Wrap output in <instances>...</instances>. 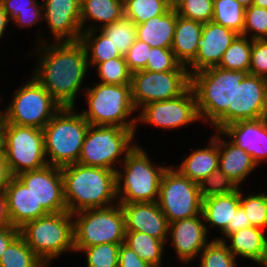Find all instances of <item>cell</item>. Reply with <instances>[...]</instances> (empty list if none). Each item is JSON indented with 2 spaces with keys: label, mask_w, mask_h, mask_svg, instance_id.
Here are the masks:
<instances>
[{
  "label": "cell",
  "mask_w": 267,
  "mask_h": 267,
  "mask_svg": "<svg viewBox=\"0 0 267 267\" xmlns=\"http://www.w3.org/2000/svg\"><path fill=\"white\" fill-rule=\"evenodd\" d=\"M38 33L35 37L39 38L34 41L36 51H31L38 60L31 76L62 107H76L77 95L82 90L84 94L88 86L83 84L90 70L84 45L80 40L51 43L41 31Z\"/></svg>",
  "instance_id": "obj_1"
},
{
  "label": "cell",
  "mask_w": 267,
  "mask_h": 267,
  "mask_svg": "<svg viewBox=\"0 0 267 267\" xmlns=\"http://www.w3.org/2000/svg\"><path fill=\"white\" fill-rule=\"evenodd\" d=\"M249 71L228 70L218 66L206 68L191 75L200 121L221 131L234 123V95L237 85Z\"/></svg>",
  "instance_id": "obj_2"
},
{
  "label": "cell",
  "mask_w": 267,
  "mask_h": 267,
  "mask_svg": "<svg viewBox=\"0 0 267 267\" xmlns=\"http://www.w3.org/2000/svg\"><path fill=\"white\" fill-rule=\"evenodd\" d=\"M61 172L69 213L118 203L116 171L76 163L61 167Z\"/></svg>",
  "instance_id": "obj_3"
},
{
  "label": "cell",
  "mask_w": 267,
  "mask_h": 267,
  "mask_svg": "<svg viewBox=\"0 0 267 267\" xmlns=\"http://www.w3.org/2000/svg\"><path fill=\"white\" fill-rule=\"evenodd\" d=\"M142 147L137 142L116 171L119 204L158 201L160 181L168 165L151 161Z\"/></svg>",
  "instance_id": "obj_4"
},
{
  "label": "cell",
  "mask_w": 267,
  "mask_h": 267,
  "mask_svg": "<svg viewBox=\"0 0 267 267\" xmlns=\"http://www.w3.org/2000/svg\"><path fill=\"white\" fill-rule=\"evenodd\" d=\"M97 82L92 83V87L87 86L83 94L86 97L87 107L83 111L80 109V113L85 120L90 125L138 129L137 116H133L137 109L132 101L131 84Z\"/></svg>",
  "instance_id": "obj_5"
},
{
  "label": "cell",
  "mask_w": 267,
  "mask_h": 267,
  "mask_svg": "<svg viewBox=\"0 0 267 267\" xmlns=\"http://www.w3.org/2000/svg\"><path fill=\"white\" fill-rule=\"evenodd\" d=\"M89 123L76 107H62L42 129L48 165L78 163Z\"/></svg>",
  "instance_id": "obj_6"
},
{
  "label": "cell",
  "mask_w": 267,
  "mask_h": 267,
  "mask_svg": "<svg viewBox=\"0 0 267 267\" xmlns=\"http://www.w3.org/2000/svg\"><path fill=\"white\" fill-rule=\"evenodd\" d=\"M20 234L32 251L48 266L54 259L74 252V221L68 211L48 213L27 222Z\"/></svg>",
  "instance_id": "obj_7"
},
{
  "label": "cell",
  "mask_w": 267,
  "mask_h": 267,
  "mask_svg": "<svg viewBox=\"0 0 267 267\" xmlns=\"http://www.w3.org/2000/svg\"><path fill=\"white\" fill-rule=\"evenodd\" d=\"M135 134L136 129L89 125L78 163L117 171L137 144Z\"/></svg>",
  "instance_id": "obj_8"
},
{
  "label": "cell",
  "mask_w": 267,
  "mask_h": 267,
  "mask_svg": "<svg viewBox=\"0 0 267 267\" xmlns=\"http://www.w3.org/2000/svg\"><path fill=\"white\" fill-rule=\"evenodd\" d=\"M72 215L75 253L97 244L124 243L125 215L119 203L104 208L84 209Z\"/></svg>",
  "instance_id": "obj_9"
},
{
  "label": "cell",
  "mask_w": 267,
  "mask_h": 267,
  "mask_svg": "<svg viewBox=\"0 0 267 267\" xmlns=\"http://www.w3.org/2000/svg\"><path fill=\"white\" fill-rule=\"evenodd\" d=\"M10 101L1 113L6 123L39 129L62 108L33 76L13 92Z\"/></svg>",
  "instance_id": "obj_10"
},
{
  "label": "cell",
  "mask_w": 267,
  "mask_h": 267,
  "mask_svg": "<svg viewBox=\"0 0 267 267\" xmlns=\"http://www.w3.org/2000/svg\"><path fill=\"white\" fill-rule=\"evenodd\" d=\"M157 202L168 223L202 213L199 184L182 175L172 164L162 175Z\"/></svg>",
  "instance_id": "obj_11"
},
{
  "label": "cell",
  "mask_w": 267,
  "mask_h": 267,
  "mask_svg": "<svg viewBox=\"0 0 267 267\" xmlns=\"http://www.w3.org/2000/svg\"><path fill=\"white\" fill-rule=\"evenodd\" d=\"M6 160L13 176L48 165L43 130L6 123Z\"/></svg>",
  "instance_id": "obj_12"
},
{
  "label": "cell",
  "mask_w": 267,
  "mask_h": 267,
  "mask_svg": "<svg viewBox=\"0 0 267 267\" xmlns=\"http://www.w3.org/2000/svg\"><path fill=\"white\" fill-rule=\"evenodd\" d=\"M191 86L188 69L167 72L140 70L132 73V101L139 111L144 105L179 97ZM139 109V110H138Z\"/></svg>",
  "instance_id": "obj_13"
},
{
  "label": "cell",
  "mask_w": 267,
  "mask_h": 267,
  "mask_svg": "<svg viewBox=\"0 0 267 267\" xmlns=\"http://www.w3.org/2000/svg\"><path fill=\"white\" fill-rule=\"evenodd\" d=\"M137 124L153 125L155 128L168 130L181 129L194 122H200L197 101L190 86L179 97L151 102L138 111ZM140 122V123H139Z\"/></svg>",
  "instance_id": "obj_14"
},
{
  "label": "cell",
  "mask_w": 267,
  "mask_h": 267,
  "mask_svg": "<svg viewBox=\"0 0 267 267\" xmlns=\"http://www.w3.org/2000/svg\"><path fill=\"white\" fill-rule=\"evenodd\" d=\"M16 177L30 189L37 203L47 213L67 211L61 167L46 165L38 170L20 173Z\"/></svg>",
  "instance_id": "obj_15"
},
{
  "label": "cell",
  "mask_w": 267,
  "mask_h": 267,
  "mask_svg": "<svg viewBox=\"0 0 267 267\" xmlns=\"http://www.w3.org/2000/svg\"><path fill=\"white\" fill-rule=\"evenodd\" d=\"M205 227L203 214L169 223L168 241L181 264L193 263L211 241ZM208 237V238H207Z\"/></svg>",
  "instance_id": "obj_16"
},
{
  "label": "cell",
  "mask_w": 267,
  "mask_h": 267,
  "mask_svg": "<svg viewBox=\"0 0 267 267\" xmlns=\"http://www.w3.org/2000/svg\"><path fill=\"white\" fill-rule=\"evenodd\" d=\"M81 0H44L43 20L53 42L78 41L81 38Z\"/></svg>",
  "instance_id": "obj_17"
},
{
  "label": "cell",
  "mask_w": 267,
  "mask_h": 267,
  "mask_svg": "<svg viewBox=\"0 0 267 267\" xmlns=\"http://www.w3.org/2000/svg\"><path fill=\"white\" fill-rule=\"evenodd\" d=\"M238 35L213 21L204 23L196 57L187 65L190 76L206 68L218 66L224 52Z\"/></svg>",
  "instance_id": "obj_18"
},
{
  "label": "cell",
  "mask_w": 267,
  "mask_h": 267,
  "mask_svg": "<svg viewBox=\"0 0 267 267\" xmlns=\"http://www.w3.org/2000/svg\"><path fill=\"white\" fill-rule=\"evenodd\" d=\"M267 117V79L248 74L234 95V122Z\"/></svg>",
  "instance_id": "obj_19"
},
{
  "label": "cell",
  "mask_w": 267,
  "mask_h": 267,
  "mask_svg": "<svg viewBox=\"0 0 267 267\" xmlns=\"http://www.w3.org/2000/svg\"><path fill=\"white\" fill-rule=\"evenodd\" d=\"M221 132L251 155L257 166L267 161V117L237 121L225 126Z\"/></svg>",
  "instance_id": "obj_20"
},
{
  "label": "cell",
  "mask_w": 267,
  "mask_h": 267,
  "mask_svg": "<svg viewBox=\"0 0 267 267\" xmlns=\"http://www.w3.org/2000/svg\"><path fill=\"white\" fill-rule=\"evenodd\" d=\"M120 205L125 215L126 231L143 232L167 244L169 223L158 202Z\"/></svg>",
  "instance_id": "obj_21"
},
{
  "label": "cell",
  "mask_w": 267,
  "mask_h": 267,
  "mask_svg": "<svg viewBox=\"0 0 267 267\" xmlns=\"http://www.w3.org/2000/svg\"><path fill=\"white\" fill-rule=\"evenodd\" d=\"M11 225L20 229L27 222L47 215L37 203L33 193L16 176H13L5 190Z\"/></svg>",
  "instance_id": "obj_22"
},
{
  "label": "cell",
  "mask_w": 267,
  "mask_h": 267,
  "mask_svg": "<svg viewBox=\"0 0 267 267\" xmlns=\"http://www.w3.org/2000/svg\"><path fill=\"white\" fill-rule=\"evenodd\" d=\"M223 241L237 259L241 257L261 267L267 266V231L251 226L231 233Z\"/></svg>",
  "instance_id": "obj_23"
},
{
  "label": "cell",
  "mask_w": 267,
  "mask_h": 267,
  "mask_svg": "<svg viewBox=\"0 0 267 267\" xmlns=\"http://www.w3.org/2000/svg\"><path fill=\"white\" fill-rule=\"evenodd\" d=\"M218 130L219 169L232 179L236 185L242 188V182L256 171L257 164L252 156L240 149Z\"/></svg>",
  "instance_id": "obj_24"
},
{
  "label": "cell",
  "mask_w": 267,
  "mask_h": 267,
  "mask_svg": "<svg viewBox=\"0 0 267 267\" xmlns=\"http://www.w3.org/2000/svg\"><path fill=\"white\" fill-rule=\"evenodd\" d=\"M215 132L206 147L192 150L181 158L179 165L174 166L182 175L198 184L219 169L218 130Z\"/></svg>",
  "instance_id": "obj_25"
},
{
  "label": "cell",
  "mask_w": 267,
  "mask_h": 267,
  "mask_svg": "<svg viewBox=\"0 0 267 267\" xmlns=\"http://www.w3.org/2000/svg\"><path fill=\"white\" fill-rule=\"evenodd\" d=\"M177 16L176 10L171 7L165 14L136 25L137 39L152 48H171Z\"/></svg>",
  "instance_id": "obj_26"
},
{
  "label": "cell",
  "mask_w": 267,
  "mask_h": 267,
  "mask_svg": "<svg viewBox=\"0 0 267 267\" xmlns=\"http://www.w3.org/2000/svg\"><path fill=\"white\" fill-rule=\"evenodd\" d=\"M123 16V0H81L80 2L82 32L100 29L107 24L115 22ZM87 21L92 23L90 24ZM86 22L89 25H87Z\"/></svg>",
  "instance_id": "obj_27"
},
{
  "label": "cell",
  "mask_w": 267,
  "mask_h": 267,
  "mask_svg": "<svg viewBox=\"0 0 267 267\" xmlns=\"http://www.w3.org/2000/svg\"><path fill=\"white\" fill-rule=\"evenodd\" d=\"M240 206V187L232 193L211 196L202 199V214L207 233L215 227L220 234L226 229L229 221L234 218Z\"/></svg>",
  "instance_id": "obj_28"
},
{
  "label": "cell",
  "mask_w": 267,
  "mask_h": 267,
  "mask_svg": "<svg viewBox=\"0 0 267 267\" xmlns=\"http://www.w3.org/2000/svg\"><path fill=\"white\" fill-rule=\"evenodd\" d=\"M202 29L203 23L177 16L171 50L182 65L187 66L196 57Z\"/></svg>",
  "instance_id": "obj_29"
},
{
  "label": "cell",
  "mask_w": 267,
  "mask_h": 267,
  "mask_svg": "<svg viewBox=\"0 0 267 267\" xmlns=\"http://www.w3.org/2000/svg\"><path fill=\"white\" fill-rule=\"evenodd\" d=\"M124 244L153 267H162L166 244L160 239L143 232L126 231Z\"/></svg>",
  "instance_id": "obj_30"
},
{
  "label": "cell",
  "mask_w": 267,
  "mask_h": 267,
  "mask_svg": "<svg viewBox=\"0 0 267 267\" xmlns=\"http://www.w3.org/2000/svg\"><path fill=\"white\" fill-rule=\"evenodd\" d=\"M80 41L85 47L89 67L95 68L113 58L124 57L100 29L82 32Z\"/></svg>",
  "instance_id": "obj_31"
},
{
  "label": "cell",
  "mask_w": 267,
  "mask_h": 267,
  "mask_svg": "<svg viewBox=\"0 0 267 267\" xmlns=\"http://www.w3.org/2000/svg\"><path fill=\"white\" fill-rule=\"evenodd\" d=\"M0 267H48L19 233L0 257Z\"/></svg>",
  "instance_id": "obj_32"
},
{
  "label": "cell",
  "mask_w": 267,
  "mask_h": 267,
  "mask_svg": "<svg viewBox=\"0 0 267 267\" xmlns=\"http://www.w3.org/2000/svg\"><path fill=\"white\" fill-rule=\"evenodd\" d=\"M245 8L236 0H213L212 21L243 35Z\"/></svg>",
  "instance_id": "obj_33"
},
{
  "label": "cell",
  "mask_w": 267,
  "mask_h": 267,
  "mask_svg": "<svg viewBox=\"0 0 267 267\" xmlns=\"http://www.w3.org/2000/svg\"><path fill=\"white\" fill-rule=\"evenodd\" d=\"M251 49L252 40L246 36L238 35L224 52L218 67L234 71H249Z\"/></svg>",
  "instance_id": "obj_34"
},
{
  "label": "cell",
  "mask_w": 267,
  "mask_h": 267,
  "mask_svg": "<svg viewBox=\"0 0 267 267\" xmlns=\"http://www.w3.org/2000/svg\"><path fill=\"white\" fill-rule=\"evenodd\" d=\"M100 30L122 56L126 54L137 38L136 25L125 16L101 27Z\"/></svg>",
  "instance_id": "obj_35"
},
{
  "label": "cell",
  "mask_w": 267,
  "mask_h": 267,
  "mask_svg": "<svg viewBox=\"0 0 267 267\" xmlns=\"http://www.w3.org/2000/svg\"><path fill=\"white\" fill-rule=\"evenodd\" d=\"M171 6L167 0H125L124 16L135 25L165 14Z\"/></svg>",
  "instance_id": "obj_36"
},
{
  "label": "cell",
  "mask_w": 267,
  "mask_h": 267,
  "mask_svg": "<svg viewBox=\"0 0 267 267\" xmlns=\"http://www.w3.org/2000/svg\"><path fill=\"white\" fill-rule=\"evenodd\" d=\"M240 205L250 220L251 226L261 228L267 231V193L252 192L249 195L243 193L240 188Z\"/></svg>",
  "instance_id": "obj_37"
},
{
  "label": "cell",
  "mask_w": 267,
  "mask_h": 267,
  "mask_svg": "<svg viewBox=\"0 0 267 267\" xmlns=\"http://www.w3.org/2000/svg\"><path fill=\"white\" fill-rule=\"evenodd\" d=\"M199 267H236L237 259L224 241L212 238L199 254Z\"/></svg>",
  "instance_id": "obj_38"
},
{
  "label": "cell",
  "mask_w": 267,
  "mask_h": 267,
  "mask_svg": "<svg viewBox=\"0 0 267 267\" xmlns=\"http://www.w3.org/2000/svg\"><path fill=\"white\" fill-rule=\"evenodd\" d=\"M95 67L100 83L131 84L132 72L129 70L124 57L113 58Z\"/></svg>",
  "instance_id": "obj_39"
},
{
  "label": "cell",
  "mask_w": 267,
  "mask_h": 267,
  "mask_svg": "<svg viewBox=\"0 0 267 267\" xmlns=\"http://www.w3.org/2000/svg\"><path fill=\"white\" fill-rule=\"evenodd\" d=\"M120 244L102 243L83 248L86 267H115L118 265Z\"/></svg>",
  "instance_id": "obj_40"
},
{
  "label": "cell",
  "mask_w": 267,
  "mask_h": 267,
  "mask_svg": "<svg viewBox=\"0 0 267 267\" xmlns=\"http://www.w3.org/2000/svg\"><path fill=\"white\" fill-rule=\"evenodd\" d=\"M239 187L225 173L217 169L207 178L199 182V190L202 199L211 196L224 195L235 192Z\"/></svg>",
  "instance_id": "obj_41"
},
{
  "label": "cell",
  "mask_w": 267,
  "mask_h": 267,
  "mask_svg": "<svg viewBox=\"0 0 267 267\" xmlns=\"http://www.w3.org/2000/svg\"><path fill=\"white\" fill-rule=\"evenodd\" d=\"M243 36L251 40L267 39V9L251 5L245 9Z\"/></svg>",
  "instance_id": "obj_42"
},
{
  "label": "cell",
  "mask_w": 267,
  "mask_h": 267,
  "mask_svg": "<svg viewBox=\"0 0 267 267\" xmlns=\"http://www.w3.org/2000/svg\"><path fill=\"white\" fill-rule=\"evenodd\" d=\"M173 8L178 15L203 24L213 18V0H180Z\"/></svg>",
  "instance_id": "obj_43"
},
{
  "label": "cell",
  "mask_w": 267,
  "mask_h": 267,
  "mask_svg": "<svg viewBox=\"0 0 267 267\" xmlns=\"http://www.w3.org/2000/svg\"><path fill=\"white\" fill-rule=\"evenodd\" d=\"M174 69H187L175 57L171 48H152L146 68L152 72H167Z\"/></svg>",
  "instance_id": "obj_44"
},
{
  "label": "cell",
  "mask_w": 267,
  "mask_h": 267,
  "mask_svg": "<svg viewBox=\"0 0 267 267\" xmlns=\"http://www.w3.org/2000/svg\"><path fill=\"white\" fill-rule=\"evenodd\" d=\"M151 49L152 47L144 41L136 38L134 44L124 55L128 68L132 73L146 68Z\"/></svg>",
  "instance_id": "obj_45"
},
{
  "label": "cell",
  "mask_w": 267,
  "mask_h": 267,
  "mask_svg": "<svg viewBox=\"0 0 267 267\" xmlns=\"http://www.w3.org/2000/svg\"><path fill=\"white\" fill-rule=\"evenodd\" d=\"M249 73L267 79V39L252 40Z\"/></svg>",
  "instance_id": "obj_46"
},
{
  "label": "cell",
  "mask_w": 267,
  "mask_h": 267,
  "mask_svg": "<svg viewBox=\"0 0 267 267\" xmlns=\"http://www.w3.org/2000/svg\"><path fill=\"white\" fill-rule=\"evenodd\" d=\"M0 3L12 23L18 18L19 12L43 10L42 2L37 0H0Z\"/></svg>",
  "instance_id": "obj_47"
},
{
  "label": "cell",
  "mask_w": 267,
  "mask_h": 267,
  "mask_svg": "<svg viewBox=\"0 0 267 267\" xmlns=\"http://www.w3.org/2000/svg\"><path fill=\"white\" fill-rule=\"evenodd\" d=\"M118 264L121 267H153L148 262L139 258V256L124 243L120 244Z\"/></svg>",
  "instance_id": "obj_48"
},
{
  "label": "cell",
  "mask_w": 267,
  "mask_h": 267,
  "mask_svg": "<svg viewBox=\"0 0 267 267\" xmlns=\"http://www.w3.org/2000/svg\"><path fill=\"white\" fill-rule=\"evenodd\" d=\"M247 227H251V223L250 220L246 217L245 210L240 205L236 213L234 214V218L229 221L226 229L222 232L221 237H216V240L223 241L231 233Z\"/></svg>",
  "instance_id": "obj_49"
},
{
  "label": "cell",
  "mask_w": 267,
  "mask_h": 267,
  "mask_svg": "<svg viewBox=\"0 0 267 267\" xmlns=\"http://www.w3.org/2000/svg\"><path fill=\"white\" fill-rule=\"evenodd\" d=\"M43 20V10H33V11H26V12H19L18 18L13 22L16 27L22 28H30L37 26L35 28L37 30H41V21ZM39 23V26H38ZM40 27V28H39Z\"/></svg>",
  "instance_id": "obj_50"
},
{
  "label": "cell",
  "mask_w": 267,
  "mask_h": 267,
  "mask_svg": "<svg viewBox=\"0 0 267 267\" xmlns=\"http://www.w3.org/2000/svg\"><path fill=\"white\" fill-rule=\"evenodd\" d=\"M20 233V229L9 225L0 228V257L10 242Z\"/></svg>",
  "instance_id": "obj_51"
},
{
  "label": "cell",
  "mask_w": 267,
  "mask_h": 267,
  "mask_svg": "<svg viewBox=\"0 0 267 267\" xmlns=\"http://www.w3.org/2000/svg\"><path fill=\"white\" fill-rule=\"evenodd\" d=\"M12 177L6 155L0 154V194H5V190Z\"/></svg>",
  "instance_id": "obj_52"
},
{
  "label": "cell",
  "mask_w": 267,
  "mask_h": 267,
  "mask_svg": "<svg viewBox=\"0 0 267 267\" xmlns=\"http://www.w3.org/2000/svg\"><path fill=\"white\" fill-rule=\"evenodd\" d=\"M11 225L8 213L7 198L5 194H0V228Z\"/></svg>",
  "instance_id": "obj_53"
},
{
  "label": "cell",
  "mask_w": 267,
  "mask_h": 267,
  "mask_svg": "<svg viewBox=\"0 0 267 267\" xmlns=\"http://www.w3.org/2000/svg\"><path fill=\"white\" fill-rule=\"evenodd\" d=\"M6 153V121L0 115V154Z\"/></svg>",
  "instance_id": "obj_54"
},
{
  "label": "cell",
  "mask_w": 267,
  "mask_h": 267,
  "mask_svg": "<svg viewBox=\"0 0 267 267\" xmlns=\"http://www.w3.org/2000/svg\"><path fill=\"white\" fill-rule=\"evenodd\" d=\"M9 23L10 22L8 20V15L3 10L2 4L0 3V40L5 35L4 33L6 32V29L8 28Z\"/></svg>",
  "instance_id": "obj_55"
},
{
  "label": "cell",
  "mask_w": 267,
  "mask_h": 267,
  "mask_svg": "<svg viewBox=\"0 0 267 267\" xmlns=\"http://www.w3.org/2000/svg\"><path fill=\"white\" fill-rule=\"evenodd\" d=\"M252 5L267 9V0H253Z\"/></svg>",
  "instance_id": "obj_56"
},
{
  "label": "cell",
  "mask_w": 267,
  "mask_h": 267,
  "mask_svg": "<svg viewBox=\"0 0 267 267\" xmlns=\"http://www.w3.org/2000/svg\"><path fill=\"white\" fill-rule=\"evenodd\" d=\"M238 3H240L245 9L250 7L253 3V0H236Z\"/></svg>",
  "instance_id": "obj_57"
},
{
  "label": "cell",
  "mask_w": 267,
  "mask_h": 267,
  "mask_svg": "<svg viewBox=\"0 0 267 267\" xmlns=\"http://www.w3.org/2000/svg\"><path fill=\"white\" fill-rule=\"evenodd\" d=\"M180 0H167L168 4L171 7H174Z\"/></svg>",
  "instance_id": "obj_58"
},
{
  "label": "cell",
  "mask_w": 267,
  "mask_h": 267,
  "mask_svg": "<svg viewBox=\"0 0 267 267\" xmlns=\"http://www.w3.org/2000/svg\"><path fill=\"white\" fill-rule=\"evenodd\" d=\"M2 96H1V94H0V101L3 99V98H1ZM1 103V102H0ZM1 113H2V110H0V115H1Z\"/></svg>",
  "instance_id": "obj_59"
}]
</instances>
